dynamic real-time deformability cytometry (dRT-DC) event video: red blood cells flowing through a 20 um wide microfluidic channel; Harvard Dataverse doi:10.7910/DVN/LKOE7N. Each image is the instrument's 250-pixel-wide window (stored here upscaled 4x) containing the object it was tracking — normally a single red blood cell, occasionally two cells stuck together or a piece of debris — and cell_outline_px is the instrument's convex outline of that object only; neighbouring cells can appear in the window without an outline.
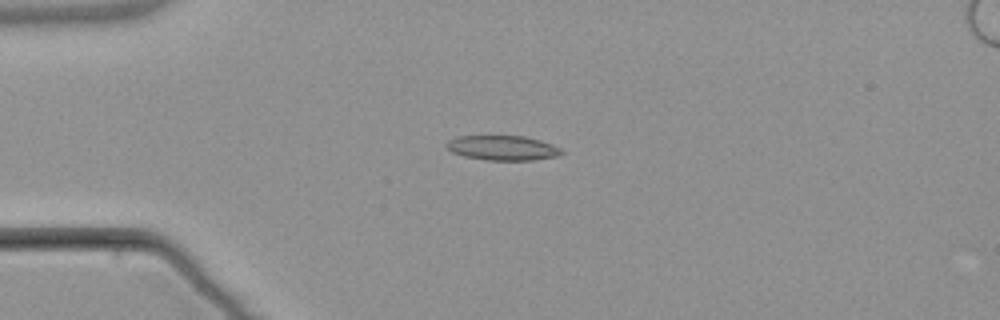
{"species": "common noctule bat (a hibernating species)", "species_latin": "Nyctalus noctula", "temperature_condition": "warm", "stored_images_in_passage": 5, "camera_frame_rate_fps": 3000, "um_per_image_px": 0.085, "animal": {"sex": "male", "body_mass_g": 21.5, "forearm_length_mm": 52.0}, "frame": {"image": 1, "passage_image": 4, "time_ms": 3.667, "image_size_px": [1000, 320], "cell_outline_px": [[564, 152], [560, 156], [532, 160], [488, 160], [464, 156], [452, 152], [444, 144], [448, 140], [460, 136], [524, 136], [540, 140], [552, 144], [560, 148]], "centroid_in_image_um": [42.75, 12.57], "position_along_channel_um": 42.3, "area_um2": 16.59}}